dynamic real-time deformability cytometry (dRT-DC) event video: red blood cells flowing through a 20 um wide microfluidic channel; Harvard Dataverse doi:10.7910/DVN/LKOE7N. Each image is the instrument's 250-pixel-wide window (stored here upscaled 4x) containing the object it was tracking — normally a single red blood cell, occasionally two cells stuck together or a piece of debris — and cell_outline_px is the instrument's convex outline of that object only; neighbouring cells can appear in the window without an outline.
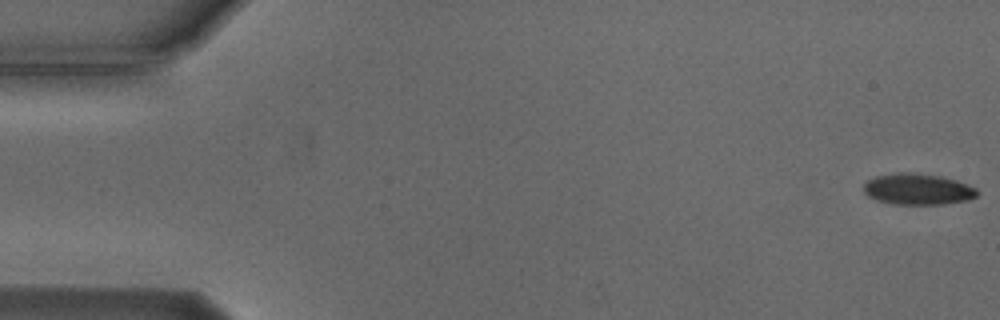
{"species": "Egyptian fruit bat (a non-hibernating species)", "species_latin": "Rousettus aegyptiacus", "temperature_condition": "cold", "stored_images_in_passage": 14, "camera_frame_rate_fps": 3000, "um_per_image_px": 0.085, "animal": {"sex": "male"}, "frame": {"image": 1, "passage_image": 1, "time_ms": 0.0, "image_size_px": [1000, 320], "cell_outline_px": [[980, 192], [976, 196], [968, 200], [944, 204], [896, 204], [880, 200], [868, 196], [864, 192], [864, 184], [868, 180], [876, 176], [900, 172], [908, 172], [940, 176], [956, 180], [976, 188]], "centroid_in_image_um": [78.04, 16.08], "position_along_channel_um": 7.0, "area_um2": 20.4}}
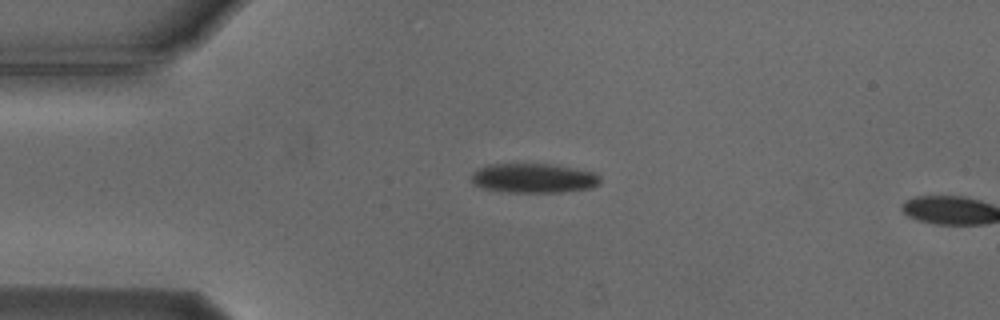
{"frame": {"image": 2, "passage_image": 13, "time_ms": 4.0, "image_size_px": [1000, 320], "cell_outline_px": [[600, 184], [592, 188], [560, 192], [508, 192], [484, 188], [476, 184], [472, 180], [472, 172], [488, 164], [548, 164], [572, 168], [592, 172], [600, 176]], "centroid_in_image_um": [45.38, 15.14], "position_along_channel_um": 39.6, "area_um2": 21.85}}